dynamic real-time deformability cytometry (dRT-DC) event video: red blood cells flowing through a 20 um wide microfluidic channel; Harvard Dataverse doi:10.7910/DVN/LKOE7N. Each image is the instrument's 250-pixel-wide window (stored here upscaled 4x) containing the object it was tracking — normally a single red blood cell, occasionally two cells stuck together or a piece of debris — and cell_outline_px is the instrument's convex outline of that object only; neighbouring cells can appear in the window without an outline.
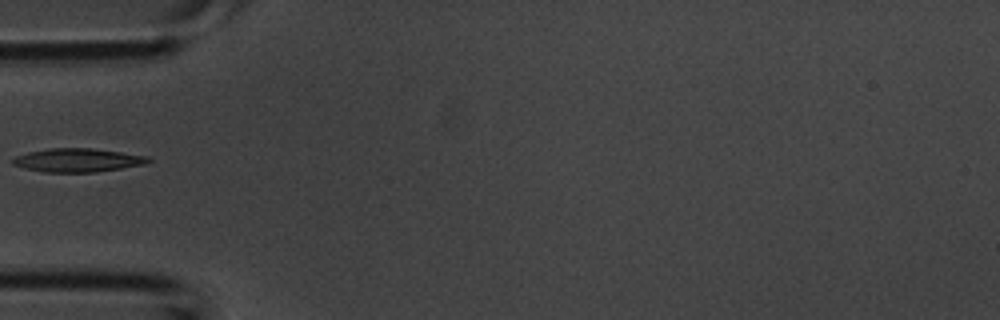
{"species": "common noctule bat (a hibernating species)", "species_latin": "Nyctalus noctula", "temperature_condition": "room temperature", "stored_images_in_passage": 3, "camera_frame_rate_fps": 3000, "um_per_image_px": 0.085, "animal": {"sex": "male", "body_mass_g": 20.1, "forearm_length_mm": 53.5}, "frame": {"image": 1, "passage_image": 3, "time_ms": 0.667, "image_size_px": [1000, 320], "cell_outline_px": [[152, 160], [144, 164], [96, 172], [44, 172], [24, 168], [12, 164], [12, 160], [16, 156], [28, 152], [48, 148], [92, 148], [148, 156]], "centroid_in_image_um": [6.58, 13.61], "position_along_channel_um": 78.4, "area_um2": 18.5}}